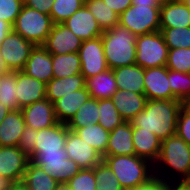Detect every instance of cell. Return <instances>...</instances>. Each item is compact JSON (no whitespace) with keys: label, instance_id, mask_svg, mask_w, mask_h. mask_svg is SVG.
Segmentation results:
<instances>
[{"label":"cell","instance_id":"6da1fadb","mask_svg":"<svg viewBox=\"0 0 190 190\" xmlns=\"http://www.w3.org/2000/svg\"><path fill=\"white\" fill-rule=\"evenodd\" d=\"M154 176L165 185L190 184V146L177 134L161 141Z\"/></svg>","mask_w":190,"mask_h":190},{"label":"cell","instance_id":"7a4b0ae2","mask_svg":"<svg viewBox=\"0 0 190 190\" xmlns=\"http://www.w3.org/2000/svg\"><path fill=\"white\" fill-rule=\"evenodd\" d=\"M184 103L180 100H147L143 111L130 122L132 127L154 133L161 141L176 134L179 112Z\"/></svg>","mask_w":190,"mask_h":190},{"label":"cell","instance_id":"3957f363","mask_svg":"<svg viewBox=\"0 0 190 190\" xmlns=\"http://www.w3.org/2000/svg\"><path fill=\"white\" fill-rule=\"evenodd\" d=\"M109 166L124 190L143 185L154 177L153 164L137 155H106Z\"/></svg>","mask_w":190,"mask_h":190},{"label":"cell","instance_id":"277c9868","mask_svg":"<svg viewBox=\"0 0 190 190\" xmlns=\"http://www.w3.org/2000/svg\"><path fill=\"white\" fill-rule=\"evenodd\" d=\"M137 36L117 25L101 35L104 55L109 69L135 64Z\"/></svg>","mask_w":190,"mask_h":190},{"label":"cell","instance_id":"5b68a950","mask_svg":"<svg viewBox=\"0 0 190 190\" xmlns=\"http://www.w3.org/2000/svg\"><path fill=\"white\" fill-rule=\"evenodd\" d=\"M52 26L50 15L23 5L13 24V31L37 46L45 43Z\"/></svg>","mask_w":190,"mask_h":190},{"label":"cell","instance_id":"8992f818","mask_svg":"<svg viewBox=\"0 0 190 190\" xmlns=\"http://www.w3.org/2000/svg\"><path fill=\"white\" fill-rule=\"evenodd\" d=\"M161 5H131L119 15L118 24L136 36L160 31Z\"/></svg>","mask_w":190,"mask_h":190},{"label":"cell","instance_id":"52a82bcc","mask_svg":"<svg viewBox=\"0 0 190 190\" xmlns=\"http://www.w3.org/2000/svg\"><path fill=\"white\" fill-rule=\"evenodd\" d=\"M135 64L144 69L166 66L169 48L160 31L136 38Z\"/></svg>","mask_w":190,"mask_h":190},{"label":"cell","instance_id":"ba28073f","mask_svg":"<svg viewBox=\"0 0 190 190\" xmlns=\"http://www.w3.org/2000/svg\"><path fill=\"white\" fill-rule=\"evenodd\" d=\"M29 160L41 167L59 184L67 183L81 170L76 162L68 158L65 148L60 152L34 153Z\"/></svg>","mask_w":190,"mask_h":190},{"label":"cell","instance_id":"9c48e42d","mask_svg":"<svg viewBox=\"0 0 190 190\" xmlns=\"http://www.w3.org/2000/svg\"><path fill=\"white\" fill-rule=\"evenodd\" d=\"M35 45L15 31L9 32L1 48V56L7 71H22Z\"/></svg>","mask_w":190,"mask_h":190},{"label":"cell","instance_id":"30bf717a","mask_svg":"<svg viewBox=\"0 0 190 190\" xmlns=\"http://www.w3.org/2000/svg\"><path fill=\"white\" fill-rule=\"evenodd\" d=\"M80 72L85 80L109 69L106 63L101 36L83 41L79 51Z\"/></svg>","mask_w":190,"mask_h":190},{"label":"cell","instance_id":"8fae6325","mask_svg":"<svg viewBox=\"0 0 190 190\" xmlns=\"http://www.w3.org/2000/svg\"><path fill=\"white\" fill-rule=\"evenodd\" d=\"M64 148L68 158L81 169L94 168L103 161V156L74 131L68 130Z\"/></svg>","mask_w":190,"mask_h":190},{"label":"cell","instance_id":"7c38bea8","mask_svg":"<svg viewBox=\"0 0 190 190\" xmlns=\"http://www.w3.org/2000/svg\"><path fill=\"white\" fill-rule=\"evenodd\" d=\"M29 161L18 147L0 146V175L10 183L22 182Z\"/></svg>","mask_w":190,"mask_h":190},{"label":"cell","instance_id":"4fadbf2b","mask_svg":"<svg viewBox=\"0 0 190 190\" xmlns=\"http://www.w3.org/2000/svg\"><path fill=\"white\" fill-rule=\"evenodd\" d=\"M83 43L63 23L53 24L45 43L42 45L51 54L77 53Z\"/></svg>","mask_w":190,"mask_h":190},{"label":"cell","instance_id":"5bb4252c","mask_svg":"<svg viewBox=\"0 0 190 190\" xmlns=\"http://www.w3.org/2000/svg\"><path fill=\"white\" fill-rule=\"evenodd\" d=\"M144 95L147 100H173L168 68L166 66L144 69Z\"/></svg>","mask_w":190,"mask_h":190},{"label":"cell","instance_id":"9a60e30c","mask_svg":"<svg viewBox=\"0 0 190 190\" xmlns=\"http://www.w3.org/2000/svg\"><path fill=\"white\" fill-rule=\"evenodd\" d=\"M63 24L83 41L100 37L103 34L95 17L85 4L64 21Z\"/></svg>","mask_w":190,"mask_h":190},{"label":"cell","instance_id":"2e32d148","mask_svg":"<svg viewBox=\"0 0 190 190\" xmlns=\"http://www.w3.org/2000/svg\"><path fill=\"white\" fill-rule=\"evenodd\" d=\"M21 110L25 125L32 129H45L58 123L54 112V104L46 98L25 106Z\"/></svg>","mask_w":190,"mask_h":190},{"label":"cell","instance_id":"e0dca14e","mask_svg":"<svg viewBox=\"0 0 190 190\" xmlns=\"http://www.w3.org/2000/svg\"><path fill=\"white\" fill-rule=\"evenodd\" d=\"M68 130L67 125L60 122L49 128L37 130L34 153L60 152L65 147Z\"/></svg>","mask_w":190,"mask_h":190},{"label":"cell","instance_id":"ac0fdd59","mask_svg":"<svg viewBox=\"0 0 190 190\" xmlns=\"http://www.w3.org/2000/svg\"><path fill=\"white\" fill-rule=\"evenodd\" d=\"M16 91L17 102L22 109L46 98V83L28 76L23 71H17Z\"/></svg>","mask_w":190,"mask_h":190},{"label":"cell","instance_id":"d6986e66","mask_svg":"<svg viewBox=\"0 0 190 190\" xmlns=\"http://www.w3.org/2000/svg\"><path fill=\"white\" fill-rule=\"evenodd\" d=\"M22 71L47 84L53 78L52 54L42 45L35 46Z\"/></svg>","mask_w":190,"mask_h":190},{"label":"cell","instance_id":"ffe728a7","mask_svg":"<svg viewBox=\"0 0 190 190\" xmlns=\"http://www.w3.org/2000/svg\"><path fill=\"white\" fill-rule=\"evenodd\" d=\"M133 127L125 121L110 132L106 155H136L133 146Z\"/></svg>","mask_w":190,"mask_h":190},{"label":"cell","instance_id":"44dd1931","mask_svg":"<svg viewBox=\"0 0 190 190\" xmlns=\"http://www.w3.org/2000/svg\"><path fill=\"white\" fill-rule=\"evenodd\" d=\"M114 106L125 121H131L144 110L147 97L132 91L117 90L111 97Z\"/></svg>","mask_w":190,"mask_h":190},{"label":"cell","instance_id":"7402d4cb","mask_svg":"<svg viewBox=\"0 0 190 190\" xmlns=\"http://www.w3.org/2000/svg\"><path fill=\"white\" fill-rule=\"evenodd\" d=\"M132 136L136 155L154 165L159 156L161 140L154 133L140 127H133Z\"/></svg>","mask_w":190,"mask_h":190},{"label":"cell","instance_id":"603a6c76","mask_svg":"<svg viewBox=\"0 0 190 190\" xmlns=\"http://www.w3.org/2000/svg\"><path fill=\"white\" fill-rule=\"evenodd\" d=\"M25 127L22 110L10 111L0 124V146L18 147Z\"/></svg>","mask_w":190,"mask_h":190},{"label":"cell","instance_id":"cb8c5ba5","mask_svg":"<svg viewBox=\"0 0 190 190\" xmlns=\"http://www.w3.org/2000/svg\"><path fill=\"white\" fill-rule=\"evenodd\" d=\"M90 97V93L85 87L77 91H73L68 95L63 96L61 99L55 101L53 104L57 121L67 124L76 114L80 106L84 104Z\"/></svg>","mask_w":190,"mask_h":190},{"label":"cell","instance_id":"d4e9b609","mask_svg":"<svg viewBox=\"0 0 190 190\" xmlns=\"http://www.w3.org/2000/svg\"><path fill=\"white\" fill-rule=\"evenodd\" d=\"M190 27V9L180 0L160 6V28Z\"/></svg>","mask_w":190,"mask_h":190},{"label":"cell","instance_id":"484cf974","mask_svg":"<svg viewBox=\"0 0 190 190\" xmlns=\"http://www.w3.org/2000/svg\"><path fill=\"white\" fill-rule=\"evenodd\" d=\"M118 90L144 94V68L133 64L113 69Z\"/></svg>","mask_w":190,"mask_h":190},{"label":"cell","instance_id":"4316f807","mask_svg":"<svg viewBox=\"0 0 190 190\" xmlns=\"http://www.w3.org/2000/svg\"><path fill=\"white\" fill-rule=\"evenodd\" d=\"M85 83L86 80L81 73L69 77L52 78L46 84V99L54 103L73 91L85 88Z\"/></svg>","mask_w":190,"mask_h":190},{"label":"cell","instance_id":"83f0119b","mask_svg":"<svg viewBox=\"0 0 190 190\" xmlns=\"http://www.w3.org/2000/svg\"><path fill=\"white\" fill-rule=\"evenodd\" d=\"M85 87L92 98L97 100L111 99L118 90L113 70L107 69L89 79H86Z\"/></svg>","mask_w":190,"mask_h":190},{"label":"cell","instance_id":"f1b7e54d","mask_svg":"<svg viewBox=\"0 0 190 190\" xmlns=\"http://www.w3.org/2000/svg\"><path fill=\"white\" fill-rule=\"evenodd\" d=\"M22 183L28 190H55L59 184L51 175L41 167L28 162L22 179Z\"/></svg>","mask_w":190,"mask_h":190},{"label":"cell","instance_id":"f546056e","mask_svg":"<svg viewBox=\"0 0 190 190\" xmlns=\"http://www.w3.org/2000/svg\"><path fill=\"white\" fill-rule=\"evenodd\" d=\"M99 115V100L90 97L66 124L67 128L75 131L77 128L86 127L88 124H97Z\"/></svg>","mask_w":190,"mask_h":190},{"label":"cell","instance_id":"4dcf8cb0","mask_svg":"<svg viewBox=\"0 0 190 190\" xmlns=\"http://www.w3.org/2000/svg\"><path fill=\"white\" fill-rule=\"evenodd\" d=\"M76 132L81 139L92 146L103 157L106 156V148L110 132L106 131L99 123L88 124L86 127L77 128Z\"/></svg>","mask_w":190,"mask_h":190},{"label":"cell","instance_id":"1f68e13d","mask_svg":"<svg viewBox=\"0 0 190 190\" xmlns=\"http://www.w3.org/2000/svg\"><path fill=\"white\" fill-rule=\"evenodd\" d=\"M81 62L79 54H52L53 78H62L80 74Z\"/></svg>","mask_w":190,"mask_h":190},{"label":"cell","instance_id":"d6a6232c","mask_svg":"<svg viewBox=\"0 0 190 190\" xmlns=\"http://www.w3.org/2000/svg\"><path fill=\"white\" fill-rule=\"evenodd\" d=\"M85 5L93 14L103 32L118 25L119 15L109 8L103 0H85Z\"/></svg>","mask_w":190,"mask_h":190},{"label":"cell","instance_id":"836d02e7","mask_svg":"<svg viewBox=\"0 0 190 190\" xmlns=\"http://www.w3.org/2000/svg\"><path fill=\"white\" fill-rule=\"evenodd\" d=\"M17 71L0 74V102L11 111L20 110L17 102Z\"/></svg>","mask_w":190,"mask_h":190},{"label":"cell","instance_id":"e575fe53","mask_svg":"<svg viewBox=\"0 0 190 190\" xmlns=\"http://www.w3.org/2000/svg\"><path fill=\"white\" fill-rule=\"evenodd\" d=\"M168 79L172 95L175 99L186 104L190 100V73L168 69Z\"/></svg>","mask_w":190,"mask_h":190},{"label":"cell","instance_id":"d590c367","mask_svg":"<svg viewBox=\"0 0 190 190\" xmlns=\"http://www.w3.org/2000/svg\"><path fill=\"white\" fill-rule=\"evenodd\" d=\"M99 114L98 123L108 132L125 122L111 99L99 100Z\"/></svg>","mask_w":190,"mask_h":190},{"label":"cell","instance_id":"8d00e7d4","mask_svg":"<svg viewBox=\"0 0 190 190\" xmlns=\"http://www.w3.org/2000/svg\"><path fill=\"white\" fill-rule=\"evenodd\" d=\"M85 4V0H54L50 16L53 24L63 23Z\"/></svg>","mask_w":190,"mask_h":190},{"label":"cell","instance_id":"74e56055","mask_svg":"<svg viewBox=\"0 0 190 190\" xmlns=\"http://www.w3.org/2000/svg\"><path fill=\"white\" fill-rule=\"evenodd\" d=\"M169 49L190 48V27L160 28Z\"/></svg>","mask_w":190,"mask_h":190},{"label":"cell","instance_id":"f35d334b","mask_svg":"<svg viewBox=\"0 0 190 190\" xmlns=\"http://www.w3.org/2000/svg\"><path fill=\"white\" fill-rule=\"evenodd\" d=\"M96 190H124L109 166L102 161L94 167Z\"/></svg>","mask_w":190,"mask_h":190},{"label":"cell","instance_id":"ab89813d","mask_svg":"<svg viewBox=\"0 0 190 190\" xmlns=\"http://www.w3.org/2000/svg\"><path fill=\"white\" fill-rule=\"evenodd\" d=\"M166 67L183 73H190V48L169 49Z\"/></svg>","mask_w":190,"mask_h":190},{"label":"cell","instance_id":"60d3db41","mask_svg":"<svg viewBox=\"0 0 190 190\" xmlns=\"http://www.w3.org/2000/svg\"><path fill=\"white\" fill-rule=\"evenodd\" d=\"M66 184L71 190H96L94 168L81 169Z\"/></svg>","mask_w":190,"mask_h":190},{"label":"cell","instance_id":"b9f144b4","mask_svg":"<svg viewBox=\"0 0 190 190\" xmlns=\"http://www.w3.org/2000/svg\"><path fill=\"white\" fill-rule=\"evenodd\" d=\"M23 5L22 0H0V19L13 26Z\"/></svg>","mask_w":190,"mask_h":190},{"label":"cell","instance_id":"7bdbcfd3","mask_svg":"<svg viewBox=\"0 0 190 190\" xmlns=\"http://www.w3.org/2000/svg\"><path fill=\"white\" fill-rule=\"evenodd\" d=\"M176 134L190 146V109L185 104L179 112Z\"/></svg>","mask_w":190,"mask_h":190},{"label":"cell","instance_id":"ee69618b","mask_svg":"<svg viewBox=\"0 0 190 190\" xmlns=\"http://www.w3.org/2000/svg\"><path fill=\"white\" fill-rule=\"evenodd\" d=\"M37 136V130L28 126L25 127L23 134L20 137V143L18 148L29 157L34 154L35 138Z\"/></svg>","mask_w":190,"mask_h":190},{"label":"cell","instance_id":"f6af8a7d","mask_svg":"<svg viewBox=\"0 0 190 190\" xmlns=\"http://www.w3.org/2000/svg\"><path fill=\"white\" fill-rule=\"evenodd\" d=\"M54 0H27L24 5L31 9L50 15Z\"/></svg>","mask_w":190,"mask_h":190},{"label":"cell","instance_id":"bcb514c9","mask_svg":"<svg viewBox=\"0 0 190 190\" xmlns=\"http://www.w3.org/2000/svg\"><path fill=\"white\" fill-rule=\"evenodd\" d=\"M115 13L120 15L132 4V0H103Z\"/></svg>","mask_w":190,"mask_h":190},{"label":"cell","instance_id":"7dc6e473","mask_svg":"<svg viewBox=\"0 0 190 190\" xmlns=\"http://www.w3.org/2000/svg\"><path fill=\"white\" fill-rule=\"evenodd\" d=\"M165 184L156 176H154L150 181L147 183L137 186L136 188L130 190H163Z\"/></svg>","mask_w":190,"mask_h":190},{"label":"cell","instance_id":"c3c4849f","mask_svg":"<svg viewBox=\"0 0 190 190\" xmlns=\"http://www.w3.org/2000/svg\"><path fill=\"white\" fill-rule=\"evenodd\" d=\"M12 30L13 26L10 23L0 19V42L4 43V39Z\"/></svg>","mask_w":190,"mask_h":190},{"label":"cell","instance_id":"681fc988","mask_svg":"<svg viewBox=\"0 0 190 190\" xmlns=\"http://www.w3.org/2000/svg\"><path fill=\"white\" fill-rule=\"evenodd\" d=\"M163 190H190V184L165 185Z\"/></svg>","mask_w":190,"mask_h":190},{"label":"cell","instance_id":"f907efd6","mask_svg":"<svg viewBox=\"0 0 190 190\" xmlns=\"http://www.w3.org/2000/svg\"><path fill=\"white\" fill-rule=\"evenodd\" d=\"M131 5H159L156 0H132Z\"/></svg>","mask_w":190,"mask_h":190},{"label":"cell","instance_id":"816d5d0a","mask_svg":"<svg viewBox=\"0 0 190 190\" xmlns=\"http://www.w3.org/2000/svg\"><path fill=\"white\" fill-rule=\"evenodd\" d=\"M7 190H28L27 187L22 183H10L7 187Z\"/></svg>","mask_w":190,"mask_h":190},{"label":"cell","instance_id":"f5cc1de1","mask_svg":"<svg viewBox=\"0 0 190 190\" xmlns=\"http://www.w3.org/2000/svg\"><path fill=\"white\" fill-rule=\"evenodd\" d=\"M11 110L7 108L6 106L2 105L0 102V124L5 118V116L10 112Z\"/></svg>","mask_w":190,"mask_h":190},{"label":"cell","instance_id":"db71d44e","mask_svg":"<svg viewBox=\"0 0 190 190\" xmlns=\"http://www.w3.org/2000/svg\"><path fill=\"white\" fill-rule=\"evenodd\" d=\"M10 182L0 175V190H7Z\"/></svg>","mask_w":190,"mask_h":190},{"label":"cell","instance_id":"11a10c76","mask_svg":"<svg viewBox=\"0 0 190 190\" xmlns=\"http://www.w3.org/2000/svg\"><path fill=\"white\" fill-rule=\"evenodd\" d=\"M2 46H3V43L0 42V51H1ZM6 72H7V70H6L5 66H4V62H3V59H2V56H1V53H0V74H4Z\"/></svg>","mask_w":190,"mask_h":190},{"label":"cell","instance_id":"9f6ffc18","mask_svg":"<svg viewBox=\"0 0 190 190\" xmlns=\"http://www.w3.org/2000/svg\"><path fill=\"white\" fill-rule=\"evenodd\" d=\"M55 190H71L66 183L58 184Z\"/></svg>","mask_w":190,"mask_h":190},{"label":"cell","instance_id":"6f0895ef","mask_svg":"<svg viewBox=\"0 0 190 190\" xmlns=\"http://www.w3.org/2000/svg\"><path fill=\"white\" fill-rule=\"evenodd\" d=\"M156 1L159 3V5H162V4H166L175 0H156Z\"/></svg>","mask_w":190,"mask_h":190},{"label":"cell","instance_id":"680465c9","mask_svg":"<svg viewBox=\"0 0 190 190\" xmlns=\"http://www.w3.org/2000/svg\"><path fill=\"white\" fill-rule=\"evenodd\" d=\"M180 1L190 9V0H180Z\"/></svg>","mask_w":190,"mask_h":190},{"label":"cell","instance_id":"91938a15","mask_svg":"<svg viewBox=\"0 0 190 190\" xmlns=\"http://www.w3.org/2000/svg\"><path fill=\"white\" fill-rule=\"evenodd\" d=\"M185 105L190 109V100Z\"/></svg>","mask_w":190,"mask_h":190}]
</instances>
